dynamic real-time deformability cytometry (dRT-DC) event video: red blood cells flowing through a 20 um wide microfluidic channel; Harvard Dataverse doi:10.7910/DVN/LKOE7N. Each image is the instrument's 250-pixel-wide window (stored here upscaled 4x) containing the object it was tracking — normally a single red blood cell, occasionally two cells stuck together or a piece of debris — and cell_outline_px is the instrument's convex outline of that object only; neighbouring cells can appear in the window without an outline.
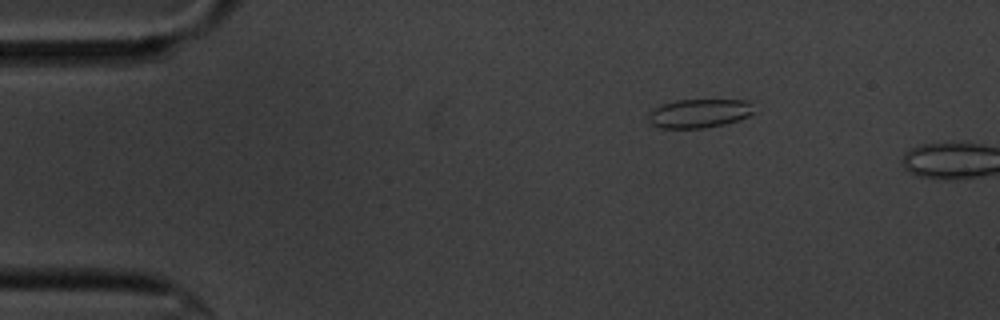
{"species": "common noctule bat (a hibernating species)", "species_latin": "Nyctalus noctula", "temperature_condition": "cold", "stored_images_in_passage": 4, "camera_frame_rate_fps": 3000, "um_per_image_px": 0.085, "animal": {"sex": "male", "body_mass_g": 20.1, "forearm_length_mm": 53.5}, "frame": {"image": 1, "passage_image": 2, "time_ms": 0.333, "image_size_px": [1000, 320], "cell_outline_px": [[752, 112], [748, 116], [724, 124], [704, 128], [660, 128], [652, 124], [648, 120], [648, 116], [660, 104], [676, 100], [748, 100]], "centroid_in_image_um": [59.38, 9.63], "position_along_channel_um": 25.6, "area_um2": 17.4}}